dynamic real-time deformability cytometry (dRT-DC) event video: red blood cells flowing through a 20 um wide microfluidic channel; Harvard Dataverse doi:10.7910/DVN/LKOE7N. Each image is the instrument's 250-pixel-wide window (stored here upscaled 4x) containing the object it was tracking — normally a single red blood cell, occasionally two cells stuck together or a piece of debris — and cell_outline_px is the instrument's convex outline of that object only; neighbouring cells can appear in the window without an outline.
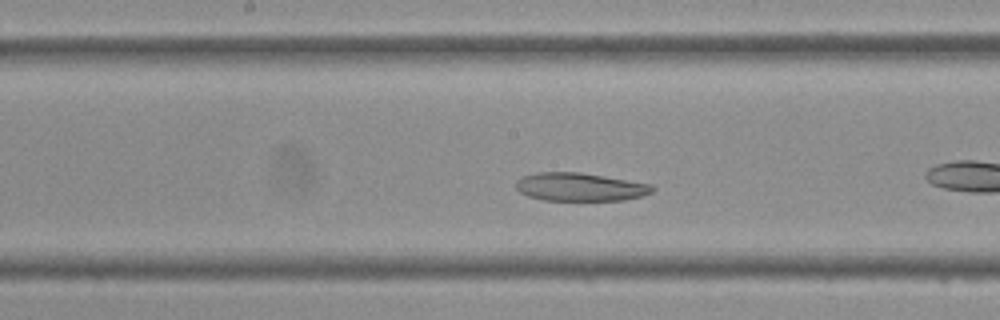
{"species": "Egyptian fruit bat (a non-hibernating species)", "species_latin": "Rousettus aegyptiacus", "temperature_condition": "cold", "stored_images_in_passage": 32, "camera_frame_rate_fps": 3000, "um_per_image_px": 0.085, "frame": {"image": 1, "passage_image": 10, "time_ms": 3.0, "image_size_px": [1000, 320], "cell_outline_px": [[656, 188], [652, 192], [644, 196], [624, 200], [544, 200], [528, 196], [520, 192], [516, 188], [516, 180], [520, 176], [536, 172], [580, 172], [652, 184]], "centroid_in_image_um": [49.3, 15.88], "position_along_channel_um": 198.9, "area_um2": 22.6}}
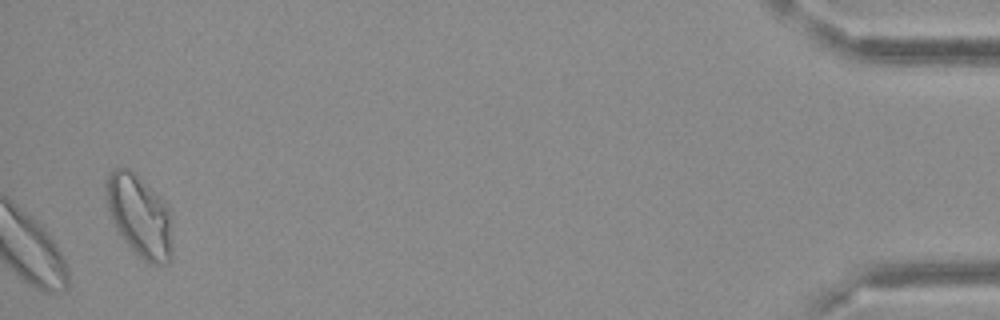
{"frame": {"image": 2, "passage_image": 32, "time_ms": 10.333, "image_size_px": [1000, 320], "cell_outline_px": [[172, 252], [168, 264], [152, 264], [144, 260], [120, 236], [112, 220], [104, 200], [104, 184], [108, 172], [112, 168], [128, 168], [156, 192], [168, 204], [172, 244]], "centroid_in_image_um": [11.82, 18.31], "position_along_channel_um": 423.4, "area_um2": 31.91}}